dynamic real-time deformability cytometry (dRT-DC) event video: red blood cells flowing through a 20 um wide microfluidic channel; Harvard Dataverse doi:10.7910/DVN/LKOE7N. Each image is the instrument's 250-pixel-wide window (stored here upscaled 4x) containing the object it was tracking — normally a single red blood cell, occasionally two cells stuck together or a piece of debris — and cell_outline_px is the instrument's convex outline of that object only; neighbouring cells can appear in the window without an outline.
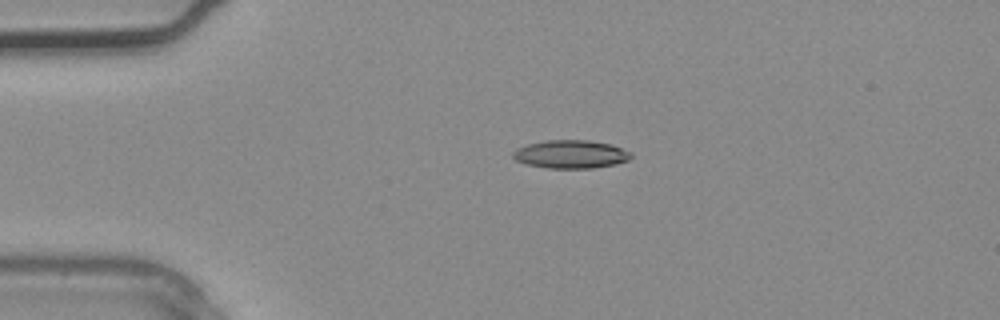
{"species": "common noctule bat (a hibernating species)", "species_latin": "Nyctalus noctula", "temperature_condition": "warm", "stored_images_in_passage": 3, "camera_frame_rate_fps": 3000, "um_per_image_px": 0.085, "animal": {"sex": "male", "body_mass_g": 20.4}, "frame": {"image": 1, "passage_image": 2, "time_ms": 0.333, "image_size_px": [1000, 320], "cell_outline_px": [[632, 156], [628, 160], [616, 164], [592, 168], [548, 168], [528, 164], [516, 160], [512, 156], [512, 152], [516, 148], [528, 144], [548, 140], [588, 140], [612, 144], [628, 152]], "centroid_in_image_um": [48.5, 13.11], "position_along_channel_um": 36.5, "area_um2": 19.25}}